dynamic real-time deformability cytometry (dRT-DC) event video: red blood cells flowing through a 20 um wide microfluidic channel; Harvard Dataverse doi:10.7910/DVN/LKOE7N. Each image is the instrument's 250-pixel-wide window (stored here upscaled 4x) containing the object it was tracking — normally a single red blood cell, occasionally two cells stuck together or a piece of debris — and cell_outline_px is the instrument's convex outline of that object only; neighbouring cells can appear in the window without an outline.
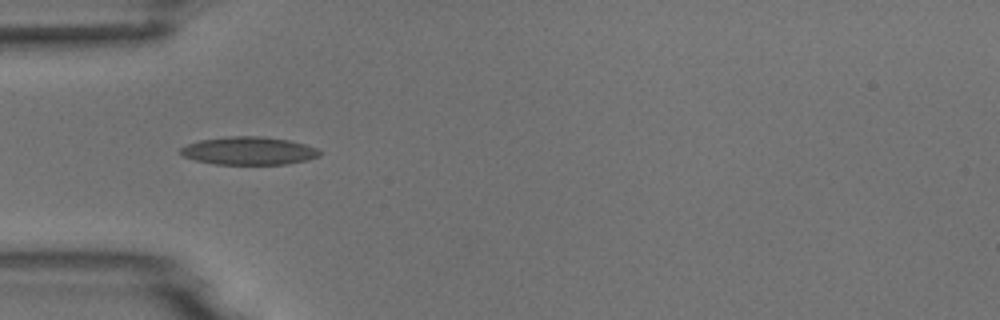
{"species": "common noctule bat (a hibernating species)", "species_latin": "Nyctalus noctula", "temperature_condition": "room temperature", "stored_images_in_passage": 5, "camera_frame_rate_fps": 3000, "um_per_image_px": 0.085, "animal": {"sex": "male", "body_mass_g": 18.8}, "frame": {"image": 1, "passage_image": 3, "time_ms": 3.0, "image_size_px": [1000, 320], "cell_outline_px": [[324, 152], [320, 156], [308, 160], [284, 164], [216, 164], [196, 160], [184, 156], [180, 152], [180, 148], [188, 144], [200, 140], [228, 136], [260, 136], [288, 140], [304, 144], [316, 148]], "centroid_in_image_um": [21.18, 12.82], "position_along_channel_um": 63.8, "area_um2": 22.6}}